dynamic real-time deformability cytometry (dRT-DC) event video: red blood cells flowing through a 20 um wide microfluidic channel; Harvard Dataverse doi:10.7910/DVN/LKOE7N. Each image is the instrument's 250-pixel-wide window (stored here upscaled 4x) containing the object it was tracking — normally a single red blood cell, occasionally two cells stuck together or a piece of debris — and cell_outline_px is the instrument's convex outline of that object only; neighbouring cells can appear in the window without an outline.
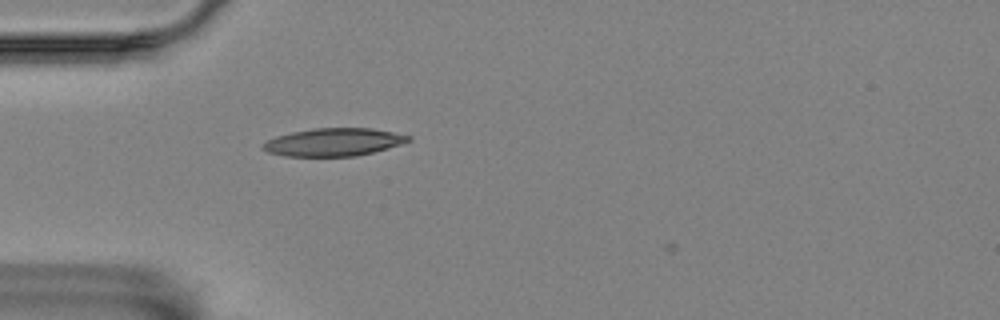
{"species": "Egyptian fruit bat (a non-hibernating species)", "species_latin": "Rousettus aegyptiacus", "temperature_condition": "room temperature", "stored_images_in_passage": 6, "camera_frame_rate_fps": 3000, "um_per_image_px": 0.085, "animal": {"sex": "female"}, "frame": {"image": 1, "passage_image": 5, "time_ms": 1.333, "image_size_px": [1000, 320], "cell_outline_px": [[412, 140], [400, 144], [372, 152], [356, 156], [284, 156], [268, 152], [264, 148], [264, 144], [268, 140], [276, 136], [292, 132], [312, 128], [372, 128], [412, 136]], "centroid_in_image_um": [28.38, 12.07], "position_along_channel_um": 56.6, "area_um2": 23.35}}